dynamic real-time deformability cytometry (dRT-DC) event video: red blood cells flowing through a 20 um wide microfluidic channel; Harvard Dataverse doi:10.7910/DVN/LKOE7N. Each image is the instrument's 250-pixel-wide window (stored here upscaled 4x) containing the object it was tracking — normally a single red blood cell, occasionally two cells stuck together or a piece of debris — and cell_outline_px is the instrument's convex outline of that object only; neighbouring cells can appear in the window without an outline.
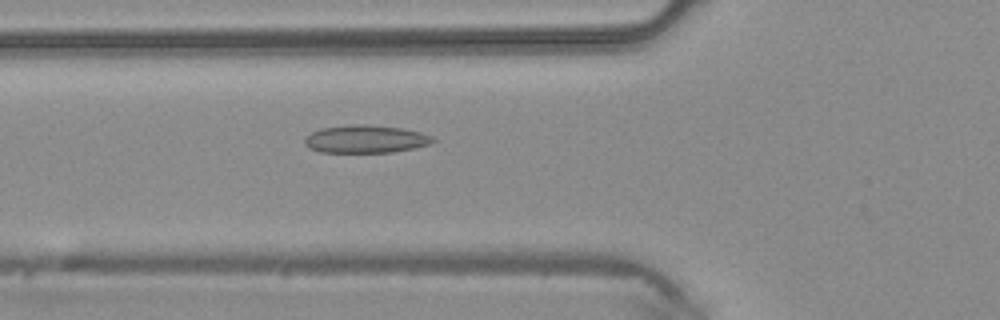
{"species": "common noctule bat (a hibernating species)", "species_latin": "Nyctalus noctula", "temperature_condition": "warm", "stored_images_in_passage": 34, "camera_frame_rate_fps": 3000, "um_per_image_px": 0.085, "animal": {"sex": "male", "body_mass_g": 20.4}, "frame": {"image": 1, "passage_image": 5, "time_ms": 1.333, "image_size_px": [1000, 320], "cell_outline_px": [[436, 140], [428, 144], [412, 148], [392, 152], [320, 152], [308, 148], [304, 144], [304, 136], [320, 128], [348, 124], [368, 124], [404, 128], [420, 132], [432, 136]], "centroid_in_image_um": [31.02, 11.8], "position_along_channel_um": 94.8, "area_um2": 20.98}}
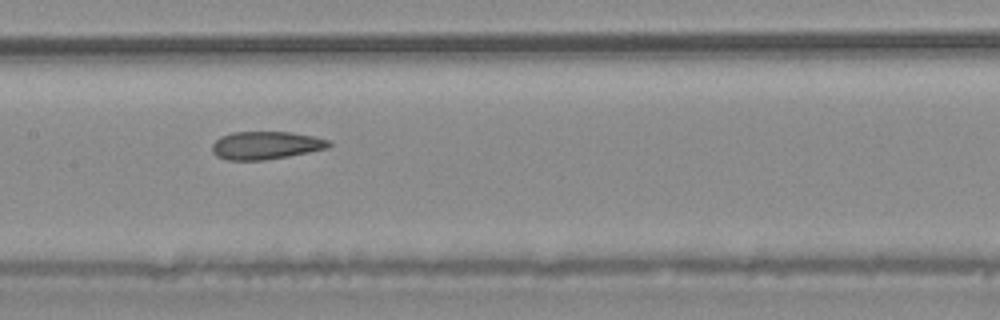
{"frame": {"image": 2, "passage_image": 11, "time_ms": 3.333, "image_size_px": [1000, 320], "cell_outline_px": [[332, 144], [328, 148], [288, 156], [264, 160], [228, 160], [216, 156], [212, 152], [212, 144], [220, 136], [232, 132], [292, 132], [312, 136], [328, 140]], "centroid_in_image_um": [22.56, 12.35], "position_along_channel_um": 184.8, "area_um2": 18.96}}
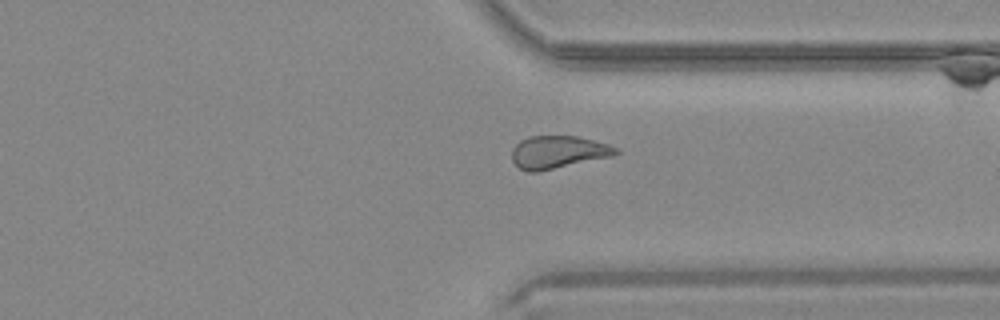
{"frame": {"image": 3, "passage_image": 23, "time_ms": 7.333, "image_size_px": [1000, 320], "cell_outline_px": [[620, 152], [612, 156], [536, 172], [528, 172], [520, 168], [512, 160], [512, 148], [520, 140], [528, 136], [576, 136], [608, 144], [620, 148]], "centroid_in_image_um": [47.43, 12.92], "position_along_channel_um": 364.0, "area_um2": 19.71}}